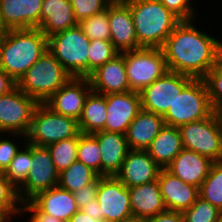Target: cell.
I'll return each mask as SVG.
<instances>
[{"mask_svg":"<svg viewBox=\"0 0 222 222\" xmlns=\"http://www.w3.org/2000/svg\"><path fill=\"white\" fill-rule=\"evenodd\" d=\"M196 22L181 21L161 49L169 71L203 79L222 57V41L196 28Z\"/></svg>","mask_w":222,"mask_h":222,"instance_id":"6da1fadb","label":"cell"},{"mask_svg":"<svg viewBox=\"0 0 222 222\" xmlns=\"http://www.w3.org/2000/svg\"><path fill=\"white\" fill-rule=\"evenodd\" d=\"M48 50L39 28L8 30L0 42V68L16 82Z\"/></svg>","mask_w":222,"mask_h":222,"instance_id":"7a4b0ae2","label":"cell"},{"mask_svg":"<svg viewBox=\"0 0 222 222\" xmlns=\"http://www.w3.org/2000/svg\"><path fill=\"white\" fill-rule=\"evenodd\" d=\"M130 7L140 47L162 48L181 20L159 0H130Z\"/></svg>","mask_w":222,"mask_h":222,"instance_id":"3957f363","label":"cell"},{"mask_svg":"<svg viewBox=\"0 0 222 222\" xmlns=\"http://www.w3.org/2000/svg\"><path fill=\"white\" fill-rule=\"evenodd\" d=\"M71 75L47 50L19 79L17 87L38 103L46 102Z\"/></svg>","mask_w":222,"mask_h":222,"instance_id":"277c9868","label":"cell"},{"mask_svg":"<svg viewBox=\"0 0 222 222\" xmlns=\"http://www.w3.org/2000/svg\"><path fill=\"white\" fill-rule=\"evenodd\" d=\"M90 39L79 25L48 37V50L71 77H88Z\"/></svg>","mask_w":222,"mask_h":222,"instance_id":"5b68a950","label":"cell"},{"mask_svg":"<svg viewBox=\"0 0 222 222\" xmlns=\"http://www.w3.org/2000/svg\"><path fill=\"white\" fill-rule=\"evenodd\" d=\"M214 113L204 79H193L163 115L165 125L181 127Z\"/></svg>","mask_w":222,"mask_h":222,"instance_id":"8992f818","label":"cell"},{"mask_svg":"<svg viewBox=\"0 0 222 222\" xmlns=\"http://www.w3.org/2000/svg\"><path fill=\"white\" fill-rule=\"evenodd\" d=\"M78 120L53 112L44 103L34 110L26 142L36 146H48L60 140L80 134Z\"/></svg>","mask_w":222,"mask_h":222,"instance_id":"52a82bcc","label":"cell"},{"mask_svg":"<svg viewBox=\"0 0 222 222\" xmlns=\"http://www.w3.org/2000/svg\"><path fill=\"white\" fill-rule=\"evenodd\" d=\"M184 149L194 151L211 161H222V115L186 123L179 127Z\"/></svg>","mask_w":222,"mask_h":222,"instance_id":"ba28073f","label":"cell"},{"mask_svg":"<svg viewBox=\"0 0 222 222\" xmlns=\"http://www.w3.org/2000/svg\"><path fill=\"white\" fill-rule=\"evenodd\" d=\"M124 55L130 91L141 92L169 70L160 48L141 47L121 52Z\"/></svg>","mask_w":222,"mask_h":222,"instance_id":"9c48e42d","label":"cell"},{"mask_svg":"<svg viewBox=\"0 0 222 222\" xmlns=\"http://www.w3.org/2000/svg\"><path fill=\"white\" fill-rule=\"evenodd\" d=\"M38 104L17 86L7 94L0 95V133L26 136Z\"/></svg>","mask_w":222,"mask_h":222,"instance_id":"30bf717a","label":"cell"},{"mask_svg":"<svg viewBox=\"0 0 222 222\" xmlns=\"http://www.w3.org/2000/svg\"><path fill=\"white\" fill-rule=\"evenodd\" d=\"M193 79L188 75L168 71L140 92L142 109L163 116L172 106L176 96Z\"/></svg>","mask_w":222,"mask_h":222,"instance_id":"8fae6325","label":"cell"},{"mask_svg":"<svg viewBox=\"0 0 222 222\" xmlns=\"http://www.w3.org/2000/svg\"><path fill=\"white\" fill-rule=\"evenodd\" d=\"M58 176L50 150L46 146L32 145V163L28 177L17 189L20 201H28L39 192L57 186Z\"/></svg>","mask_w":222,"mask_h":222,"instance_id":"7c38bea8","label":"cell"},{"mask_svg":"<svg viewBox=\"0 0 222 222\" xmlns=\"http://www.w3.org/2000/svg\"><path fill=\"white\" fill-rule=\"evenodd\" d=\"M100 205V220L120 222L132 215L129 189L116 176H99L96 197Z\"/></svg>","mask_w":222,"mask_h":222,"instance_id":"4fadbf2b","label":"cell"},{"mask_svg":"<svg viewBox=\"0 0 222 222\" xmlns=\"http://www.w3.org/2000/svg\"><path fill=\"white\" fill-rule=\"evenodd\" d=\"M91 91L88 77H71L44 104L55 113L79 120Z\"/></svg>","mask_w":222,"mask_h":222,"instance_id":"5bb4252c","label":"cell"},{"mask_svg":"<svg viewBox=\"0 0 222 222\" xmlns=\"http://www.w3.org/2000/svg\"><path fill=\"white\" fill-rule=\"evenodd\" d=\"M106 105L107 119L102 130L121 134L142 109L140 93L135 91L107 94Z\"/></svg>","mask_w":222,"mask_h":222,"instance_id":"9a60e30c","label":"cell"},{"mask_svg":"<svg viewBox=\"0 0 222 222\" xmlns=\"http://www.w3.org/2000/svg\"><path fill=\"white\" fill-rule=\"evenodd\" d=\"M160 171L147 150L130 149L115 176L129 188L158 180Z\"/></svg>","mask_w":222,"mask_h":222,"instance_id":"2e32d148","label":"cell"},{"mask_svg":"<svg viewBox=\"0 0 222 222\" xmlns=\"http://www.w3.org/2000/svg\"><path fill=\"white\" fill-rule=\"evenodd\" d=\"M88 78L92 91L100 94L107 95L130 91L125 59L122 53L99 66Z\"/></svg>","mask_w":222,"mask_h":222,"instance_id":"e0dca14e","label":"cell"},{"mask_svg":"<svg viewBox=\"0 0 222 222\" xmlns=\"http://www.w3.org/2000/svg\"><path fill=\"white\" fill-rule=\"evenodd\" d=\"M43 0H0V16L7 30L38 28Z\"/></svg>","mask_w":222,"mask_h":222,"instance_id":"ac0fdd59","label":"cell"},{"mask_svg":"<svg viewBox=\"0 0 222 222\" xmlns=\"http://www.w3.org/2000/svg\"><path fill=\"white\" fill-rule=\"evenodd\" d=\"M158 183L168 211L183 212L189 209L199 196L197 187L183 182L167 169H161Z\"/></svg>","mask_w":222,"mask_h":222,"instance_id":"d6986e66","label":"cell"},{"mask_svg":"<svg viewBox=\"0 0 222 222\" xmlns=\"http://www.w3.org/2000/svg\"><path fill=\"white\" fill-rule=\"evenodd\" d=\"M108 20L110 41L120 53L141 48L137 42L131 10L127 4L108 6Z\"/></svg>","mask_w":222,"mask_h":222,"instance_id":"ffe728a7","label":"cell"},{"mask_svg":"<svg viewBox=\"0 0 222 222\" xmlns=\"http://www.w3.org/2000/svg\"><path fill=\"white\" fill-rule=\"evenodd\" d=\"M101 149V176H115L130 151L125 134L97 131L92 134Z\"/></svg>","mask_w":222,"mask_h":222,"instance_id":"44dd1931","label":"cell"},{"mask_svg":"<svg viewBox=\"0 0 222 222\" xmlns=\"http://www.w3.org/2000/svg\"><path fill=\"white\" fill-rule=\"evenodd\" d=\"M212 163L209 158L183 148L166 169L183 182L199 188Z\"/></svg>","mask_w":222,"mask_h":222,"instance_id":"7402d4cb","label":"cell"},{"mask_svg":"<svg viewBox=\"0 0 222 222\" xmlns=\"http://www.w3.org/2000/svg\"><path fill=\"white\" fill-rule=\"evenodd\" d=\"M77 25L69 0H43L38 28L47 38Z\"/></svg>","mask_w":222,"mask_h":222,"instance_id":"603a6c76","label":"cell"},{"mask_svg":"<svg viewBox=\"0 0 222 222\" xmlns=\"http://www.w3.org/2000/svg\"><path fill=\"white\" fill-rule=\"evenodd\" d=\"M30 201L45 214H50L58 219L68 222L79 210L73 192L54 186L39 192Z\"/></svg>","mask_w":222,"mask_h":222,"instance_id":"cb8c5ba5","label":"cell"},{"mask_svg":"<svg viewBox=\"0 0 222 222\" xmlns=\"http://www.w3.org/2000/svg\"><path fill=\"white\" fill-rule=\"evenodd\" d=\"M164 126L162 115L141 109L125 133L129 148L146 150Z\"/></svg>","mask_w":222,"mask_h":222,"instance_id":"d4e9b609","label":"cell"},{"mask_svg":"<svg viewBox=\"0 0 222 222\" xmlns=\"http://www.w3.org/2000/svg\"><path fill=\"white\" fill-rule=\"evenodd\" d=\"M128 189L133 216L149 218L167 211L158 180Z\"/></svg>","mask_w":222,"mask_h":222,"instance_id":"484cf974","label":"cell"},{"mask_svg":"<svg viewBox=\"0 0 222 222\" xmlns=\"http://www.w3.org/2000/svg\"><path fill=\"white\" fill-rule=\"evenodd\" d=\"M183 148L179 128L165 125L146 150L161 169H166Z\"/></svg>","mask_w":222,"mask_h":222,"instance_id":"4316f807","label":"cell"},{"mask_svg":"<svg viewBox=\"0 0 222 222\" xmlns=\"http://www.w3.org/2000/svg\"><path fill=\"white\" fill-rule=\"evenodd\" d=\"M106 95L91 91L85 101L78 120L80 132L93 134L101 131L107 119Z\"/></svg>","mask_w":222,"mask_h":222,"instance_id":"83f0119b","label":"cell"},{"mask_svg":"<svg viewBox=\"0 0 222 222\" xmlns=\"http://www.w3.org/2000/svg\"><path fill=\"white\" fill-rule=\"evenodd\" d=\"M99 175L87 165L76 160L70 167L59 173L58 186L70 192L94 182Z\"/></svg>","mask_w":222,"mask_h":222,"instance_id":"f1b7e54d","label":"cell"},{"mask_svg":"<svg viewBox=\"0 0 222 222\" xmlns=\"http://www.w3.org/2000/svg\"><path fill=\"white\" fill-rule=\"evenodd\" d=\"M199 197L222 211V161L213 162L208 176L198 188Z\"/></svg>","mask_w":222,"mask_h":222,"instance_id":"f546056e","label":"cell"},{"mask_svg":"<svg viewBox=\"0 0 222 222\" xmlns=\"http://www.w3.org/2000/svg\"><path fill=\"white\" fill-rule=\"evenodd\" d=\"M22 145L24 147H21L4 172L5 177L16 189L25 182L32 163V144L24 142Z\"/></svg>","mask_w":222,"mask_h":222,"instance_id":"4dcf8cb0","label":"cell"},{"mask_svg":"<svg viewBox=\"0 0 222 222\" xmlns=\"http://www.w3.org/2000/svg\"><path fill=\"white\" fill-rule=\"evenodd\" d=\"M78 143L79 135L77 137L60 140L47 146L58 173L70 167L71 164L77 160Z\"/></svg>","mask_w":222,"mask_h":222,"instance_id":"1f68e13d","label":"cell"},{"mask_svg":"<svg viewBox=\"0 0 222 222\" xmlns=\"http://www.w3.org/2000/svg\"><path fill=\"white\" fill-rule=\"evenodd\" d=\"M77 160L101 176V149L98 140L92 134H79Z\"/></svg>","mask_w":222,"mask_h":222,"instance_id":"d6a6232c","label":"cell"},{"mask_svg":"<svg viewBox=\"0 0 222 222\" xmlns=\"http://www.w3.org/2000/svg\"><path fill=\"white\" fill-rule=\"evenodd\" d=\"M119 53L110 40H90L88 48V77L99 66L112 60Z\"/></svg>","mask_w":222,"mask_h":222,"instance_id":"836d02e7","label":"cell"},{"mask_svg":"<svg viewBox=\"0 0 222 222\" xmlns=\"http://www.w3.org/2000/svg\"><path fill=\"white\" fill-rule=\"evenodd\" d=\"M221 212L210 202L197 197L195 203L182 212L184 222H220Z\"/></svg>","mask_w":222,"mask_h":222,"instance_id":"e575fe53","label":"cell"},{"mask_svg":"<svg viewBox=\"0 0 222 222\" xmlns=\"http://www.w3.org/2000/svg\"><path fill=\"white\" fill-rule=\"evenodd\" d=\"M78 25L90 40H110L108 6L101 13L83 19Z\"/></svg>","mask_w":222,"mask_h":222,"instance_id":"d590c367","label":"cell"},{"mask_svg":"<svg viewBox=\"0 0 222 222\" xmlns=\"http://www.w3.org/2000/svg\"><path fill=\"white\" fill-rule=\"evenodd\" d=\"M214 112L222 115V57L203 78Z\"/></svg>","mask_w":222,"mask_h":222,"instance_id":"8d00e7d4","label":"cell"},{"mask_svg":"<svg viewBox=\"0 0 222 222\" xmlns=\"http://www.w3.org/2000/svg\"><path fill=\"white\" fill-rule=\"evenodd\" d=\"M0 207L6 209L15 219L21 216L22 202L17 189L9 182L3 172H0ZM19 214V215H18Z\"/></svg>","mask_w":222,"mask_h":222,"instance_id":"74e56055","label":"cell"},{"mask_svg":"<svg viewBox=\"0 0 222 222\" xmlns=\"http://www.w3.org/2000/svg\"><path fill=\"white\" fill-rule=\"evenodd\" d=\"M8 135L10 136V138ZM3 136L5 137V139ZM13 137H14V141L12 139ZM17 138L22 139V140H20L22 143H23V141L26 142V136L22 135V134L3 133V135H0V172L4 173L6 171V169L9 167L12 159L15 157V155L21 149L22 145H20V142L17 145V141H15V140H17Z\"/></svg>","mask_w":222,"mask_h":222,"instance_id":"f35d334b","label":"cell"},{"mask_svg":"<svg viewBox=\"0 0 222 222\" xmlns=\"http://www.w3.org/2000/svg\"><path fill=\"white\" fill-rule=\"evenodd\" d=\"M69 1L73 7L74 15L78 23L83 19L101 13L107 8V4L103 0H69Z\"/></svg>","mask_w":222,"mask_h":222,"instance_id":"ab89813d","label":"cell"},{"mask_svg":"<svg viewBox=\"0 0 222 222\" xmlns=\"http://www.w3.org/2000/svg\"><path fill=\"white\" fill-rule=\"evenodd\" d=\"M170 12L176 15L181 21L194 20L199 7H194L193 0H159ZM194 3V4H193ZM197 9V11H196Z\"/></svg>","mask_w":222,"mask_h":222,"instance_id":"60d3db41","label":"cell"},{"mask_svg":"<svg viewBox=\"0 0 222 222\" xmlns=\"http://www.w3.org/2000/svg\"><path fill=\"white\" fill-rule=\"evenodd\" d=\"M99 188V177L92 183L76 190L73 195L79 210L97 197Z\"/></svg>","mask_w":222,"mask_h":222,"instance_id":"b9f144b4","label":"cell"},{"mask_svg":"<svg viewBox=\"0 0 222 222\" xmlns=\"http://www.w3.org/2000/svg\"><path fill=\"white\" fill-rule=\"evenodd\" d=\"M30 214L29 222H65L61 219H58L50 214H45L40 211L30 200L22 203L21 214L24 213Z\"/></svg>","mask_w":222,"mask_h":222,"instance_id":"7bdbcfd3","label":"cell"},{"mask_svg":"<svg viewBox=\"0 0 222 222\" xmlns=\"http://www.w3.org/2000/svg\"><path fill=\"white\" fill-rule=\"evenodd\" d=\"M146 222H184L182 212L165 211L146 218Z\"/></svg>","mask_w":222,"mask_h":222,"instance_id":"ee69618b","label":"cell"},{"mask_svg":"<svg viewBox=\"0 0 222 222\" xmlns=\"http://www.w3.org/2000/svg\"><path fill=\"white\" fill-rule=\"evenodd\" d=\"M17 86V82L13 80L4 70L0 68V95L7 94Z\"/></svg>","mask_w":222,"mask_h":222,"instance_id":"f6af8a7d","label":"cell"},{"mask_svg":"<svg viewBox=\"0 0 222 222\" xmlns=\"http://www.w3.org/2000/svg\"><path fill=\"white\" fill-rule=\"evenodd\" d=\"M80 210L88 214L93 219L100 220V205L96 198L85 204V206L82 207Z\"/></svg>","mask_w":222,"mask_h":222,"instance_id":"bcb514c9","label":"cell"},{"mask_svg":"<svg viewBox=\"0 0 222 222\" xmlns=\"http://www.w3.org/2000/svg\"><path fill=\"white\" fill-rule=\"evenodd\" d=\"M68 222H105L102 220L93 219L88 214L78 210Z\"/></svg>","mask_w":222,"mask_h":222,"instance_id":"7dc6e473","label":"cell"},{"mask_svg":"<svg viewBox=\"0 0 222 222\" xmlns=\"http://www.w3.org/2000/svg\"><path fill=\"white\" fill-rule=\"evenodd\" d=\"M13 216L4 208L0 207V222H13Z\"/></svg>","mask_w":222,"mask_h":222,"instance_id":"c3c4849f","label":"cell"},{"mask_svg":"<svg viewBox=\"0 0 222 222\" xmlns=\"http://www.w3.org/2000/svg\"><path fill=\"white\" fill-rule=\"evenodd\" d=\"M107 6H114V5H125L130 0H103Z\"/></svg>","mask_w":222,"mask_h":222,"instance_id":"681fc988","label":"cell"},{"mask_svg":"<svg viewBox=\"0 0 222 222\" xmlns=\"http://www.w3.org/2000/svg\"><path fill=\"white\" fill-rule=\"evenodd\" d=\"M7 32L8 30L5 27L4 23L2 22V18L0 16V42L3 40Z\"/></svg>","mask_w":222,"mask_h":222,"instance_id":"f907efd6","label":"cell"},{"mask_svg":"<svg viewBox=\"0 0 222 222\" xmlns=\"http://www.w3.org/2000/svg\"><path fill=\"white\" fill-rule=\"evenodd\" d=\"M120 222H146V218L131 216V217L124 219Z\"/></svg>","mask_w":222,"mask_h":222,"instance_id":"816d5d0a","label":"cell"}]
</instances>
